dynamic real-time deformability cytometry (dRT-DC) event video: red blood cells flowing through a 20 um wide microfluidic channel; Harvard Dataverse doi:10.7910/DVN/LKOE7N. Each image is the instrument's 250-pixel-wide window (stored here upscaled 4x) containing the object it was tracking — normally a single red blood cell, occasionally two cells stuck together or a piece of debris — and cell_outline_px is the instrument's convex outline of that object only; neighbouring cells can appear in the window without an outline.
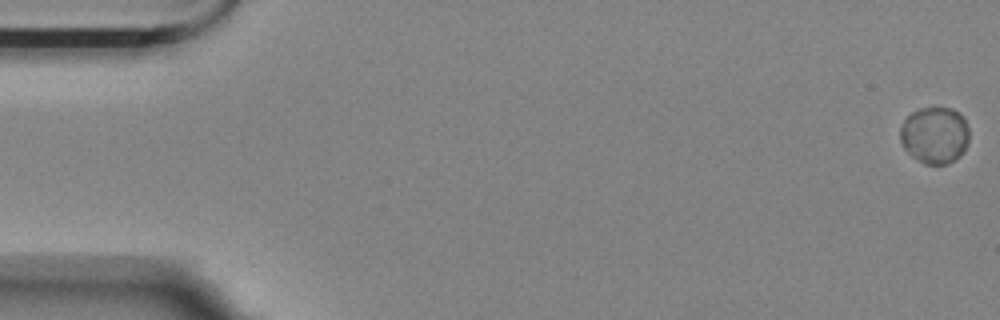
{"species": "Egyptian fruit bat (a non-hibernating species)", "species_latin": "Rousettus aegyptiacus", "temperature_condition": "room temperature", "stored_images_in_passage": 5, "camera_frame_rate_fps": 3000, "um_per_image_px": 0.085, "animal": {"sex": "female"}, "frame": {"image": 1, "passage_image": 1, "time_ms": 0.0, "image_size_px": [1000, 320], "cell_outline_px": [[968, 144], [964, 152], [960, 156], [948, 164], [924, 164], [912, 156], [904, 148], [900, 140], [900, 128], [904, 120], [912, 112], [920, 108], [952, 108], [964, 120], [968, 128]], "centroid_in_image_um": [79.44, 11.51], "position_along_channel_um": 5.6, "area_um2": 22.77}}
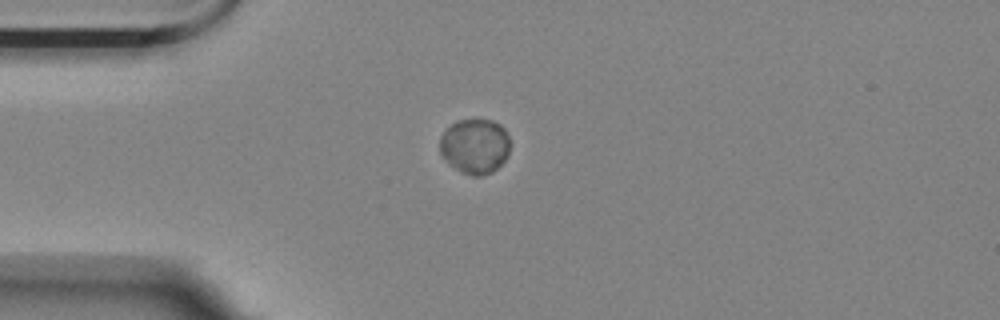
{"frame": {"image": 2, "passage_image": 5, "time_ms": 1.333, "image_size_px": [1000, 320], "cell_outline_px": [[508, 156], [492, 172], [480, 176], [472, 176], [448, 164], [444, 160], [440, 152], [440, 136], [456, 120], [492, 120], [500, 124], [508, 132]], "centroid_in_image_um": [40.36, 12.42], "position_along_channel_um": 44.6, "area_um2": 22.43}}